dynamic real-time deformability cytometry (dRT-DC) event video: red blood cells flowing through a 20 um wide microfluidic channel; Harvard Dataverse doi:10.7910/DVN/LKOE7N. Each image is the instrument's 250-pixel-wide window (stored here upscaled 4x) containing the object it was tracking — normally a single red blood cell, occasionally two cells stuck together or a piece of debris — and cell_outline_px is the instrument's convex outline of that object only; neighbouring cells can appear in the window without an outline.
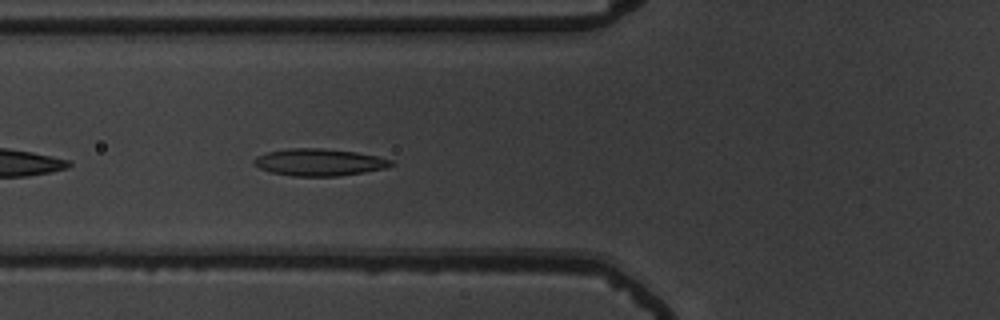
{"species": "common noctule bat (a hibernating species)", "species_latin": "Nyctalus noctula", "temperature_condition": "warm", "stored_images_in_passage": 30, "camera_frame_rate_fps": 3000, "um_per_image_px": 0.085, "animal": {"sex": "male", "body_mass_g": 19.5, "forearm_length_mm": 54.6}, "frame": {"image": 1, "passage_image": 5, "time_ms": 1.333, "image_size_px": [1000, 320], "cell_outline_px": [[396, 164], [388, 168], [364, 172], [336, 176], [292, 176], [272, 172], [260, 168], [252, 164], [252, 160], [256, 156], [268, 152], [288, 148], [324, 148], [356, 152], [376, 156], [392, 160]], "centroid_in_image_um": [27.14, 13.79], "position_along_channel_um": 98.7, "area_um2": 21.73}}
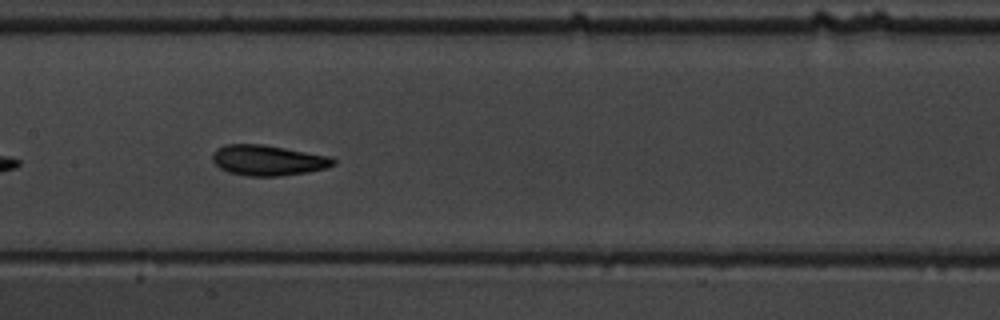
{"frame": {"image": 2, "passage_image": 12, "time_ms": 3.667, "image_size_px": [1000, 320], "cell_outline_px": [[336, 164], [324, 168], [308, 172], [276, 176], [248, 176], [228, 172], [220, 168], [212, 160], [212, 152], [216, 148], [224, 144], [264, 144], [328, 156], [336, 160]], "centroid_in_image_um": [22.73, 13.61], "position_along_channel_um": 184.7, "area_um2": 21.44}}
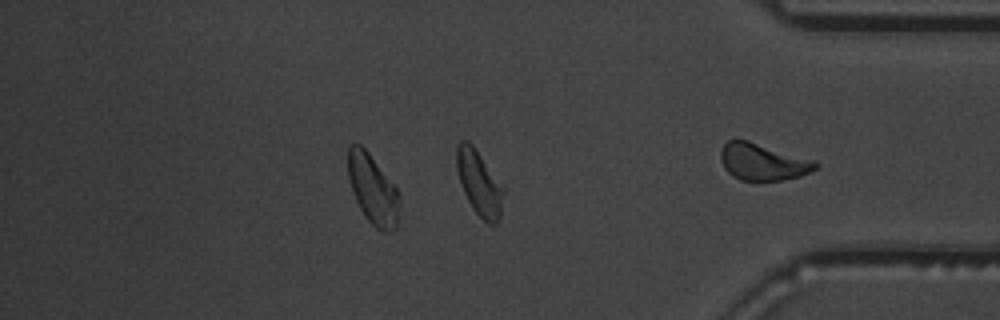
{"frame": {"image": 3, "passage_image": 25, "time_ms": 8.0, "image_size_px": [1000, 320], "cell_outline_px": [[396, 228], [392, 232], [380, 232], [364, 216], [352, 192], [348, 176], [348, 144], [360, 144], [368, 152], [396, 188]], "centroid_in_image_um": [31.62, 16.09], "position_along_channel_um": 403.6, "area_um2": 20.23}, "authors_computed_cell_mechanics": {"area_um2": 21.0103, "velocity_mm_per_s": 3.6777, "shape_relaxation_time_tau1_ms": 3.6077, "shape_relaxation_time_tau2_ms": 1.9576, "deformation_change_tau1": 0.1299, "deformation_change_tau2": 0.0757}}